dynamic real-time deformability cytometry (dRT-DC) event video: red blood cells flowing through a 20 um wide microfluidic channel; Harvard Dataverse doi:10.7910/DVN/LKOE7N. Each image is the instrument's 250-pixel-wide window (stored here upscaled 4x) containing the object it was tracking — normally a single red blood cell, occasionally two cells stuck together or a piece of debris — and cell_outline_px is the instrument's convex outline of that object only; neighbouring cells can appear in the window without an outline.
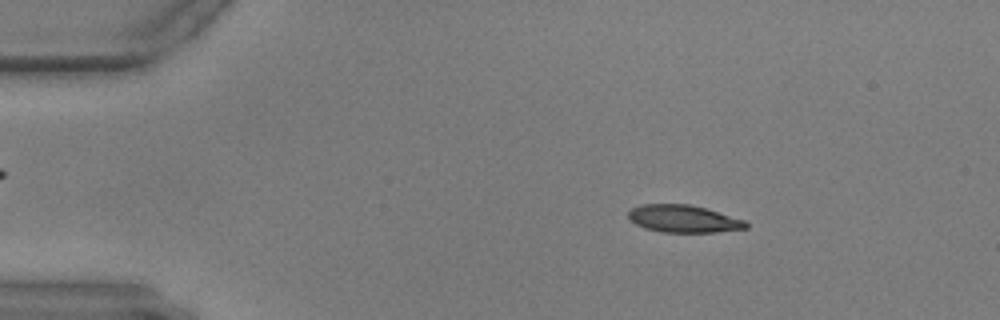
{"species": "common noctule bat (a hibernating species)", "species_latin": "Nyctalus noctula", "temperature_condition": "warm", "stored_images_in_passage": 58, "camera_frame_rate_fps": 3000, "um_per_image_px": 0.085, "animal": {"sex": "male", "body_mass_g": 17.9, "forearm_length_mm": 54.2}, "frame": {"image": 1, "passage_image": 10, "time_ms": 3.0, "image_size_px": [1000, 320], "cell_outline_px": [[748, 228], [716, 232], [660, 232], [644, 228], [628, 220], [628, 212], [632, 208], [640, 204], [688, 204], [704, 208], [744, 220], [748, 224]], "centroid_in_image_um": [58.04, 18.6], "position_along_channel_um": 27.0, "area_um2": 18.73}}
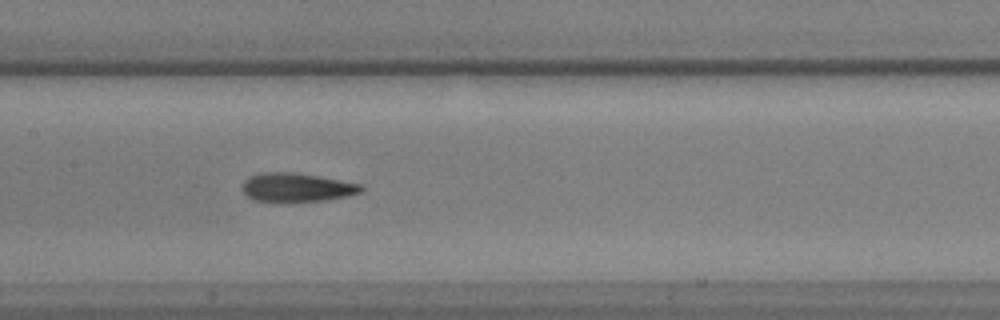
{"frame": {"image": 2, "passage_image": 29, "time_ms": 9.333, "image_size_px": [1000, 320], "cell_outline_px": [[364, 192], [348, 196], [324, 200], [252, 200], [240, 188], [244, 180], [248, 176], [260, 172], [292, 172], [320, 176], [364, 184]], "centroid_in_image_um": [25.26, 15.89], "position_along_channel_um": 182.1, "area_um2": 19.88}}
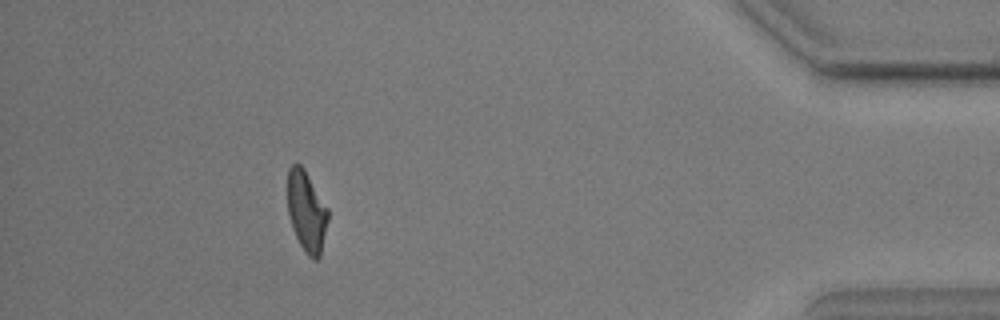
{"frame": {"image": 3, "passage_image": 53, "time_ms": 17.333, "image_size_px": [1000, 320], "cell_outline_px": [[328, 220], [320, 256], [316, 260], [312, 260], [304, 252], [292, 228], [288, 212], [288, 168], [292, 164], [300, 164], [304, 168], [328, 208]], "centroid_in_image_um": [26.06, 17.98], "position_along_channel_um": 409.1, "area_um2": 19.02}}